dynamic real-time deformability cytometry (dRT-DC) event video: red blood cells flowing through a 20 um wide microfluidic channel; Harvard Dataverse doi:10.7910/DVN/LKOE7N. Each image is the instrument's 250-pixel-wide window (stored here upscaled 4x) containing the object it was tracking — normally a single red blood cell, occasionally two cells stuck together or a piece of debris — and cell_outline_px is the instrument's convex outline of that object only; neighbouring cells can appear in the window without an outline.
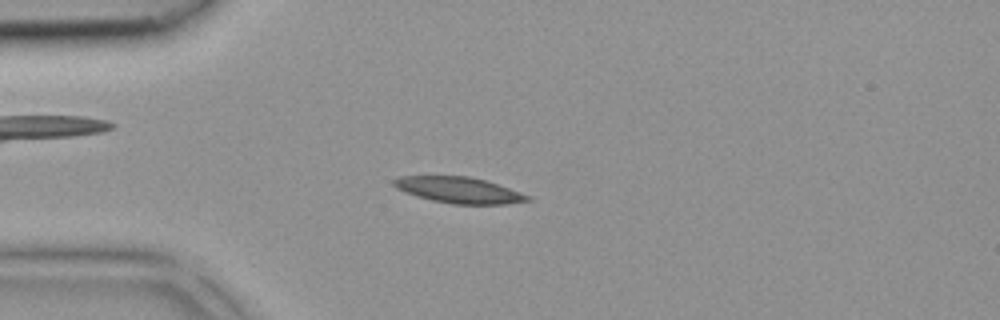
{"species": "common noctule bat (a hibernating species)", "species_latin": "Nyctalus noctula", "temperature_condition": "room temperature", "stored_images_in_passage": 41, "camera_frame_rate_fps": 3000, "um_per_image_px": 0.085, "animal": {"sex": "female", "body_mass_g": 18.4}, "frame": {"image": 1, "passage_image": 10, "time_ms": 3.0, "image_size_px": [1000, 320], "cell_outline_px": [[532, 200], [508, 204], [452, 204], [432, 200], [416, 196], [404, 192], [396, 188], [392, 184], [392, 180], [400, 176], [468, 176], [488, 180], [532, 196]], "centroid_in_image_um": [39.04, 16.15], "position_along_channel_um": 46.0, "area_um2": 20.58}}
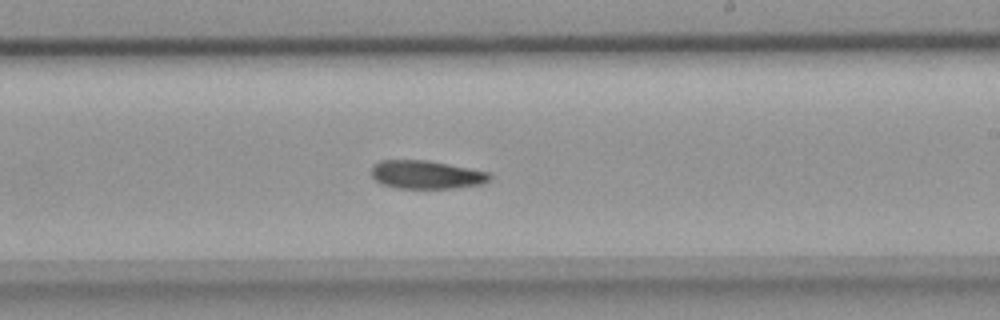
{"frame": {"image": 2, "passage_image": 24, "time_ms": 7.667, "image_size_px": [1000, 320], "cell_outline_px": [[492, 176], [488, 180], [480, 184], [452, 188], [396, 188], [380, 184], [372, 176], [372, 164], [380, 160], [428, 160], [488, 172]], "centroid_in_image_um": [36.18, 14.84], "position_along_channel_um": 252.8, "area_um2": 19.42}}
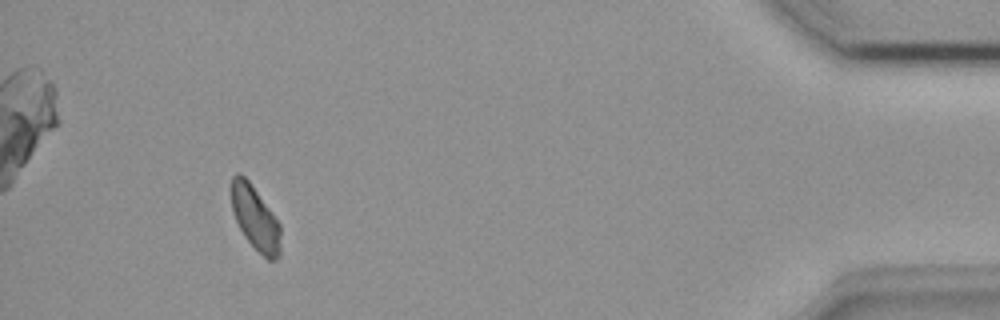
{"frame": {"image": 3, "passage_image": 38, "time_ms": 12.333, "image_size_px": [1000, 320], "cell_outline_px": [[280, 256], [276, 260], [268, 260], [244, 236], [232, 212], [232, 176], [236, 172], [240, 172], [248, 180], [272, 212], [280, 224]], "centroid_in_image_um": [21.7, 18.53], "position_along_channel_um": 413.5, "area_um2": 18.15}}